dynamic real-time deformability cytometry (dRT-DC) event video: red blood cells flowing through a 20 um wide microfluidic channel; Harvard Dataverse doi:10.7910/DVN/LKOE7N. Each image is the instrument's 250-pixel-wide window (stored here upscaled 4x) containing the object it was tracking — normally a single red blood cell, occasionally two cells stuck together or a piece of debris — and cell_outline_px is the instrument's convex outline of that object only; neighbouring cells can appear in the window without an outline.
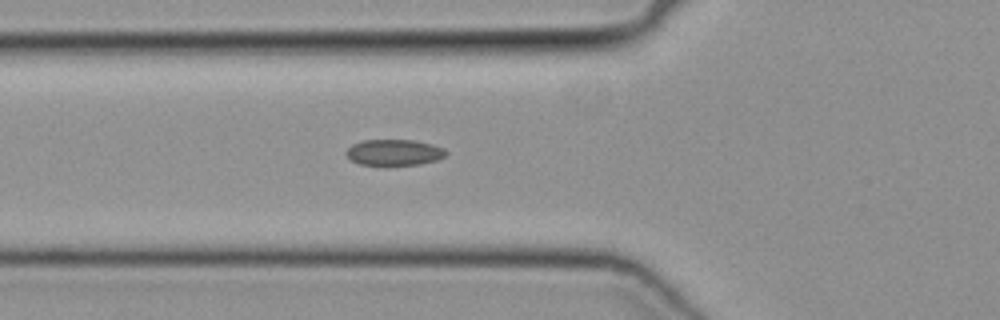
{"species": "common noctule bat (a hibernating species)", "species_latin": "Nyctalus noctula", "temperature_condition": "cold", "stored_images_in_passage": 31, "camera_frame_rate_fps": 3000, "um_per_image_px": 0.085, "animal": {"sex": "female", "body_mass_g": 19.3, "forearm_length_mm": 54.1}, "frame": {"image": 1, "passage_image": 2, "time_ms": 0.333, "image_size_px": [1000, 320], "cell_outline_px": [[448, 152], [444, 156], [436, 160], [420, 164], [360, 164], [352, 160], [344, 152], [352, 144], [364, 140], [416, 140], [432, 144], [444, 148]], "centroid_in_image_um": [33.52, 12.93], "position_along_channel_um": 92.3, "area_um2": 14.91}}
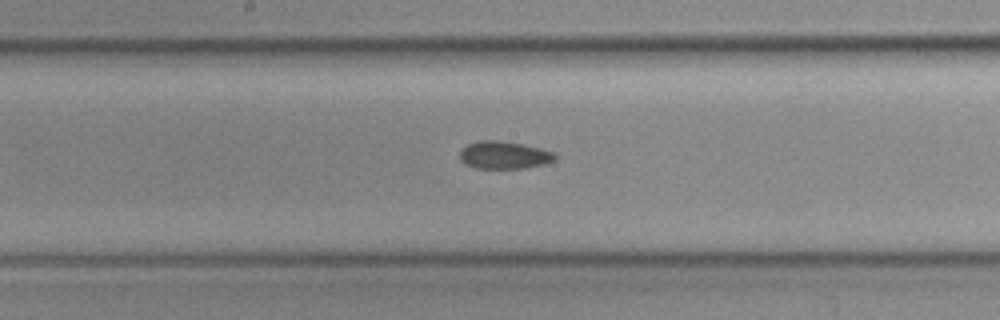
{"frame": {"image": 2, "passage_image": 10, "time_ms": 3.0, "image_size_px": [1000, 320], "cell_outline_px": [[556, 160], [544, 164], [524, 168], [476, 168], [460, 160], [460, 152], [468, 144], [480, 140], [500, 140], [540, 148], [552, 152], [556, 156]], "centroid_in_image_um": [42.86, 13.18], "position_along_channel_um": 205.3, "area_um2": 15.09}}
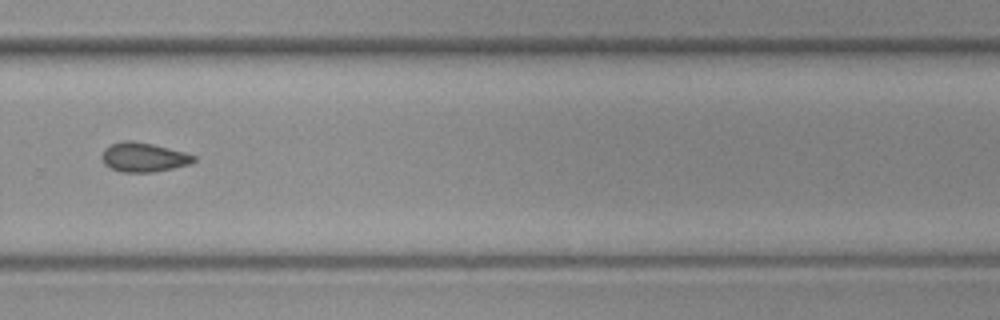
{"frame": {"image": 3, "passage_image": 18, "time_ms": 5.667, "image_size_px": [1000, 320], "cell_outline_px": [[196, 160], [192, 164], [156, 172], [120, 172], [104, 164], [100, 156], [104, 148], [112, 144], [124, 140], [132, 140], [152, 144], [184, 152], [196, 156]], "centroid_in_image_um": [12.21, 13.37], "position_along_channel_um": 317.6, "area_um2": 15.84}}